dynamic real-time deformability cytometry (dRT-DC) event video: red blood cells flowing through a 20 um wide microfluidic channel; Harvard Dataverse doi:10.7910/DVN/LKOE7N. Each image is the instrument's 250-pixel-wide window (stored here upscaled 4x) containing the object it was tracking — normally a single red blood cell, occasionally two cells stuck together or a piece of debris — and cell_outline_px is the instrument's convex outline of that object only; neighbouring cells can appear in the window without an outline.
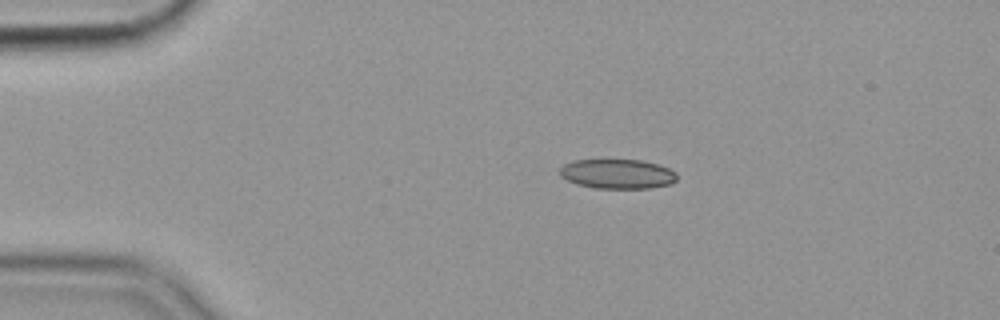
{"species": "common noctule bat (a hibernating species)", "species_latin": "Nyctalus noctula", "temperature_condition": "cold", "stored_images_in_passage": 38, "camera_frame_rate_fps": 3000, "um_per_image_px": 0.085, "animal": {"sex": "female", "body_mass_g": 19.9}, "frame": {"image": 1, "passage_image": 1, "time_ms": 0.0, "image_size_px": [1000, 320], "cell_outline_px": [[676, 180], [672, 184], [652, 188], [596, 188], [576, 184], [560, 176], [560, 168], [564, 164], [572, 160], [644, 160], [660, 164], [676, 172]], "centroid_in_image_um": [52.5, 14.78], "position_along_channel_um": 32.5, "area_um2": 20.35}}
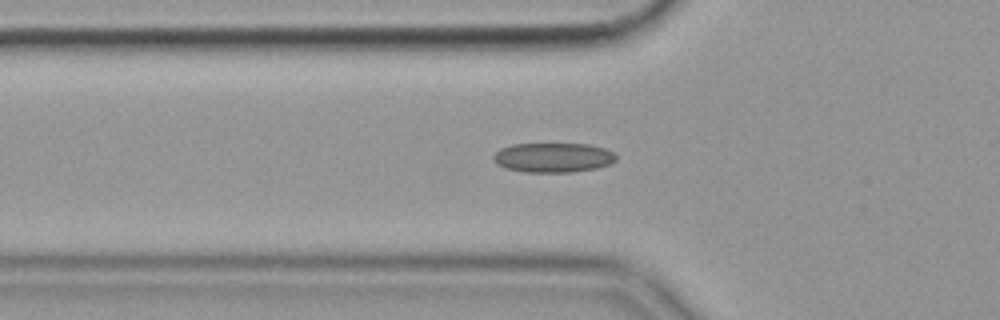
{"frame": {"image": 2, "passage_image": 9, "time_ms": 2.667, "image_size_px": [1000, 320], "cell_outline_px": [[616, 160], [608, 164], [596, 168], [572, 172], [524, 172], [504, 168], [496, 164], [492, 160], [492, 156], [500, 148], [512, 144], [588, 144], [604, 148], [612, 152], [616, 156]], "centroid_in_image_um": [46.96, 13.39], "position_along_channel_um": 78.8, "area_um2": 21.21}}
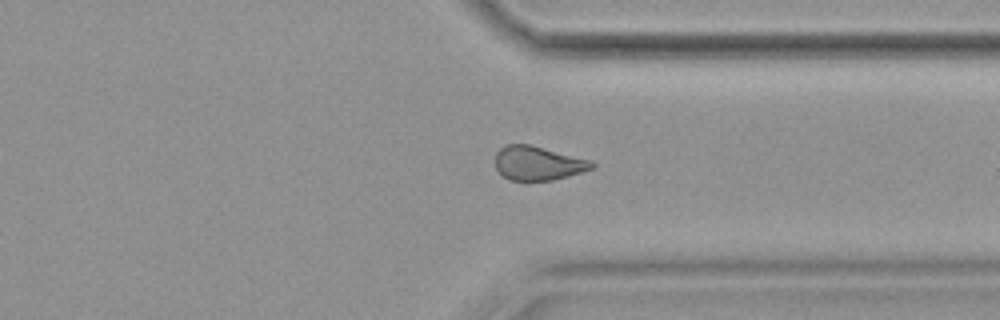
{"frame": {"image": 3, "passage_image": 33, "time_ms": 10.667, "image_size_px": [1000, 320], "cell_outline_px": [[596, 164], [592, 168], [580, 172], [552, 180], [508, 180], [496, 168], [496, 152], [504, 144], [532, 144], [592, 160]], "centroid_in_image_um": [45.72, 13.84], "position_along_channel_um": 365.7, "area_um2": 19.19}, "authors_computed_cell_mechanics": {"area_um2": 19.7676, "velocity_mm_per_s": 3.5872, "shape_relaxation_time_tau1_ms": null, "shape_relaxation_time_tau2_ms": 4.372, "deformation_change_tau1": null, "deformation_change_tau2": 0.103}}